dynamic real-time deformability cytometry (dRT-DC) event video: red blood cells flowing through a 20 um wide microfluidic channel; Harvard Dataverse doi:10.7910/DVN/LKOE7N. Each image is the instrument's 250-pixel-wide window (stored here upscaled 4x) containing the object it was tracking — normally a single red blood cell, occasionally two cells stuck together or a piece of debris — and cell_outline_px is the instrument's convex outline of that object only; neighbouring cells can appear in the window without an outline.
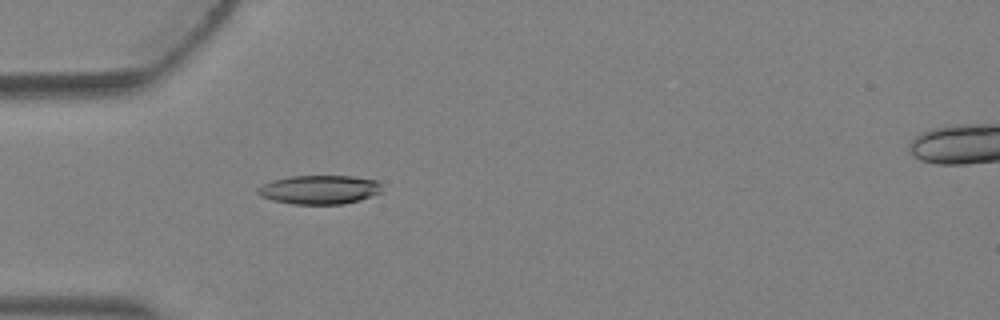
{"species": "Egyptian fruit bat (a non-hibernating species)", "species_latin": "Rousettus aegyptiacus", "temperature_condition": "warm", "stored_images_in_passage": 2, "camera_frame_rate_fps": 3000, "um_per_image_px": 0.085, "animal": {"sex": "female"}, "frame": {"image": 1, "passage_image": 2, "time_ms": 0.333, "image_size_px": [1000, 320], "cell_outline_px": [[380, 192], [360, 200], [344, 204], [292, 204], [272, 200], [260, 196], [256, 192], [256, 188], [272, 180], [288, 176], [352, 176], [376, 180], [380, 184]], "centroid_in_image_um": [27.1, 16.12], "position_along_channel_um": 57.9, "area_um2": 20.92}}